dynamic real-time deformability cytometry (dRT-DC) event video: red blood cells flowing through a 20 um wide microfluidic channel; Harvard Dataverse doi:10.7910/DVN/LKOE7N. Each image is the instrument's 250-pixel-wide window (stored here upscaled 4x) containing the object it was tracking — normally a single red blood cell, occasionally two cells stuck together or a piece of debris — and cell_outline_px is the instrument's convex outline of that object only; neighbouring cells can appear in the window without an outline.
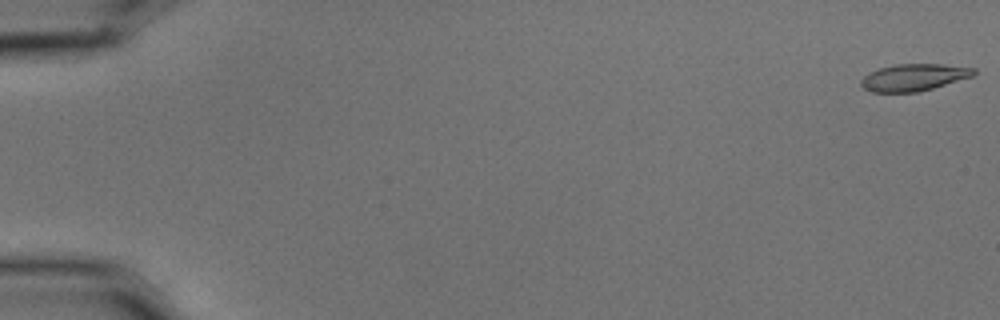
{"species": "common noctule bat (a hibernating species)", "species_latin": "Nyctalus noctula", "temperature_condition": "cold", "stored_images_in_passage": 57, "camera_frame_rate_fps": 3000, "um_per_image_px": 0.085, "animal": {"sex": "male", "body_mass_g": 15.6}, "frame": {"image": 1, "passage_image": 1, "time_ms": 0.0, "image_size_px": [1000, 320], "cell_outline_px": [[976, 72], [972, 76], [932, 88], [916, 92], [872, 92], [864, 88], [860, 84], [860, 80], [868, 72], [880, 68], [896, 64], [944, 64], [976, 68]], "centroid_in_image_um": [77.65, 6.57], "position_along_channel_um": 7.3, "area_um2": 17.63}}
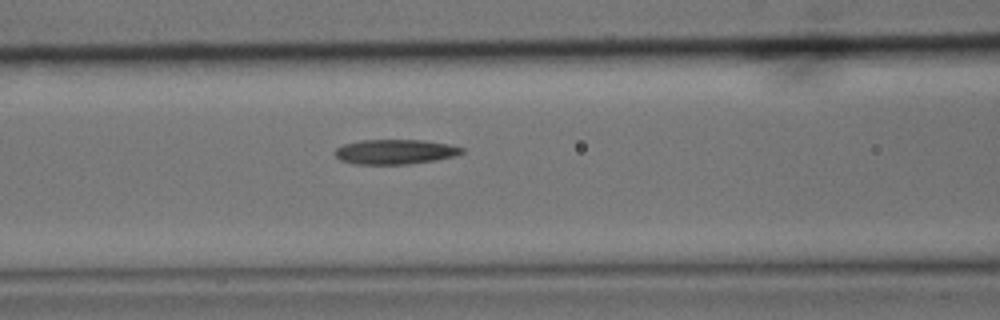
{"frame": {"image": 2, "passage_image": 25, "time_ms": 8.0, "image_size_px": [1000, 320], "cell_outline_px": [[464, 152], [456, 156], [436, 160], [408, 164], [352, 164], [340, 160], [332, 152], [336, 148], [344, 144], [360, 140], [424, 140], [448, 144], [464, 148]], "centroid_in_image_um": [33.57, 12.9], "position_along_channel_um": 133.0, "area_um2": 18.5}}
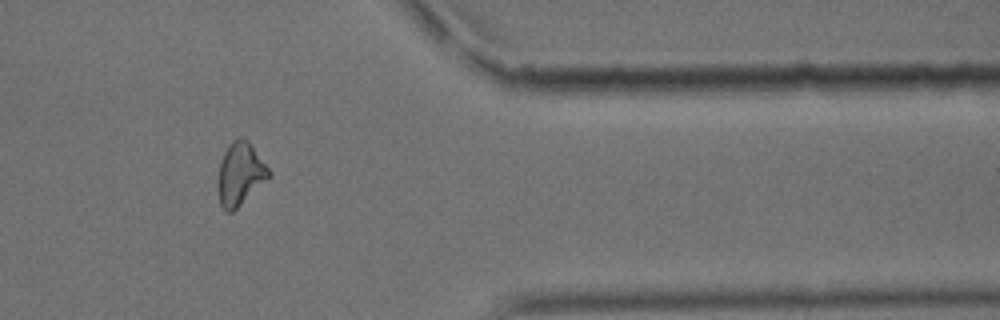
{"frame": {"image": 3, "passage_image": 48, "time_ms": 15.667, "image_size_px": [1000, 320], "cell_outline_px": [[272, 176], [232, 212], [228, 212], [220, 204], [216, 188], [216, 184], [220, 164], [224, 152], [228, 144], [236, 136], [244, 136], [248, 140], [272, 172]], "centroid_in_image_um": [20.41, 14.75], "position_along_channel_um": 391.0, "area_um2": 19.02}, "authors_computed_cell_mechanics": {"area_um2": 18.3804, "velocity_mm_per_s": 3.5722, "shape_relaxation_time_tau1_ms": null, "shape_relaxation_time_tau2_ms": 8.2785, "deformation_change_tau1": null, "deformation_change_tau2": 0.1829}}